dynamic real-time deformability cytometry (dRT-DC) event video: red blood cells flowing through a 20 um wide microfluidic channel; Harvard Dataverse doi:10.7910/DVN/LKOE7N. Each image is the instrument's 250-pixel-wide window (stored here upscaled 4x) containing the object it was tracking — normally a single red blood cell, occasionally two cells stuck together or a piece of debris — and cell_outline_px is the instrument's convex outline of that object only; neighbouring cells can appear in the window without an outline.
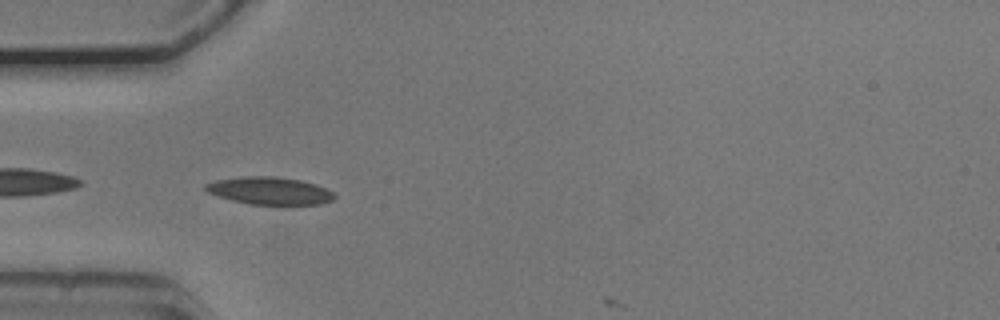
{"species": "common noctule bat (a hibernating species)", "species_latin": "Nyctalus noctula", "temperature_condition": "cold", "stored_images_in_passage": 5, "camera_frame_rate_fps": 3000, "um_per_image_px": 0.085, "animal": {"sex": "male", "body_mass_g": 20.5, "forearm_length_mm": 52.5}, "frame": {"image": 1, "passage_image": 2, "time_ms": 0.333, "image_size_px": [1000, 320], "cell_outline_px": [[336, 196], [332, 200], [320, 204], [252, 204], [232, 200], [208, 192], [204, 188], [204, 184], [216, 180], [244, 176], [272, 176], [300, 180], [316, 184], [332, 192]], "centroid_in_image_um": [22.91, 16.2], "position_along_channel_um": 62.1, "area_um2": 20.35}}